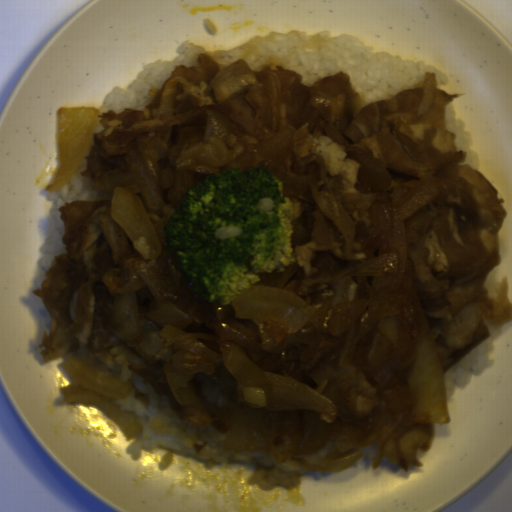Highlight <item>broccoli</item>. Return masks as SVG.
<instances>
[{
  "instance_id": "1",
  "label": "broccoli",
  "mask_w": 512,
  "mask_h": 512,
  "mask_svg": "<svg viewBox=\"0 0 512 512\" xmlns=\"http://www.w3.org/2000/svg\"><path fill=\"white\" fill-rule=\"evenodd\" d=\"M294 203L267 168H230L190 187L163 227L167 253L194 293L229 304L260 281L285 271L292 253Z\"/></svg>"
}]
</instances>
